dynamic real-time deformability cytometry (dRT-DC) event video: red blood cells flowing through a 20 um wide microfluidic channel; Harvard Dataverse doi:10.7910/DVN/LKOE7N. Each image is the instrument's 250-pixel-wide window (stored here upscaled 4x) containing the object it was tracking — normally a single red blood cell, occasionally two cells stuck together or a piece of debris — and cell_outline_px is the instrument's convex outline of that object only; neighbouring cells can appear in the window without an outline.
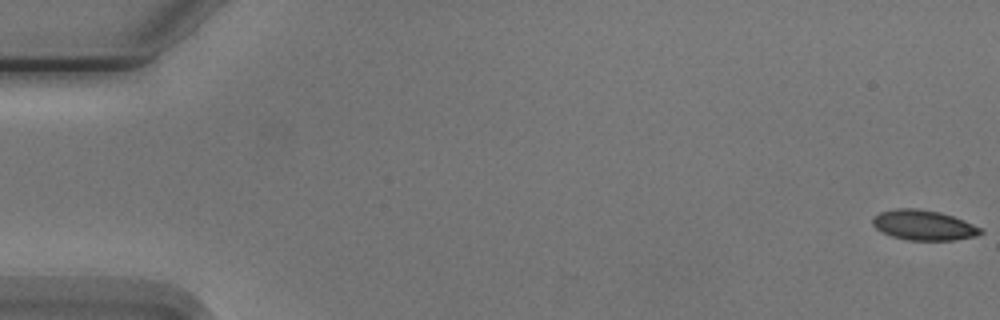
{"species": "Egyptian fruit bat (a non-hibernating species)", "species_latin": "Rousettus aegyptiacus", "temperature_condition": "cold", "stored_images_in_passage": 9, "camera_frame_rate_fps": 3000, "um_per_image_px": 0.085, "animal": {"sex": "male"}, "frame": {"image": 1, "passage_image": 1, "time_ms": 0.0, "image_size_px": [1000, 320], "cell_outline_px": [[984, 232], [976, 236], [952, 240], [908, 240], [892, 236], [876, 228], [872, 224], [872, 216], [880, 212], [896, 208], [916, 208], [940, 212], [964, 220], [980, 228]], "centroid_in_image_um": [78.49, 19.13], "position_along_channel_um": 6.5, "area_um2": 18.84}}
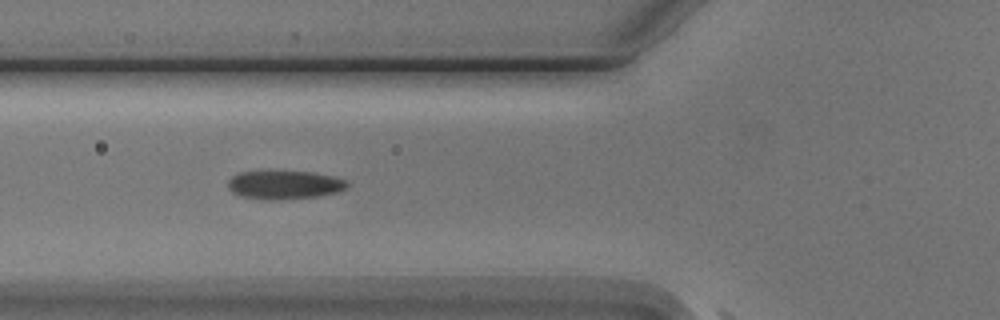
{"frame": {"image": 2, "passage_image": 6, "time_ms": 6.667, "image_size_px": [1000, 320], "cell_outline_px": [[348, 188], [336, 192], [320, 196], [280, 200], [264, 200], [240, 196], [232, 192], [228, 188], [228, 180], [232, 176], [240, 172], [312, 172], [332, 176], [348, 180]], "centroid_in_image_um": [24.19, 15.73], "position_along_channel_um": 101.6, "area_um2": 19.88}}
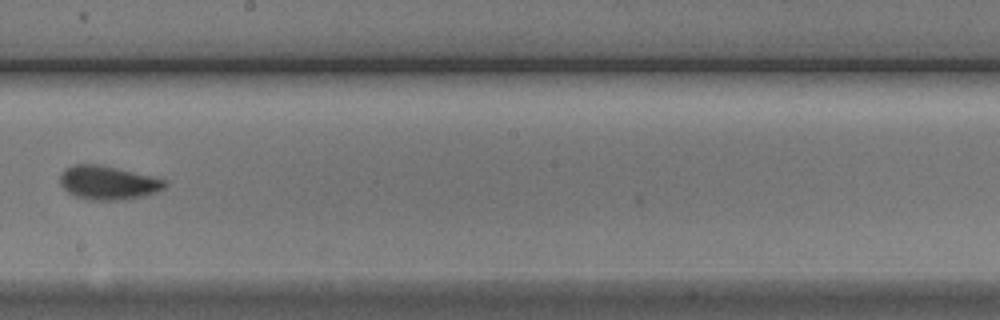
{"frame": {"image": 3, "passage_image": 9, "time_ms": 10.333, "image_size_px": [1000, 320], "cell_outline_px": [[168, 184], [164, 188], [156, 192], [144, 196], [124, 200], [88, 200], [76, 196], [68, 192], [60, 184], [60, 176], [64, 168], [72, 164], [100, 164], [168, 180]], "centroid_in_image_um": [9.19, 15.53], "position_along_channel_um": 239.0, "area_um2": 20.81}}